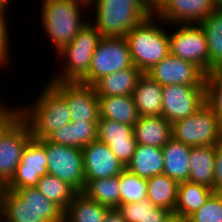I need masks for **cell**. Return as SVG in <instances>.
Segmentation results:
<instances>
[{
  "label": "cell",
  "instance_id": "19",
  "mask_svg": "<svg viewBox=\"0 0 222 222\" xmlns=\"http://www.w3.org/2000/svg\"><path fill=\"white\" fill-rule=\"evenodd\" d=\"M214 193V190L193 182L178 183L177 201L173 216L178 222H184L198 211Z\"/></svg>",
  "mask_w": 222,
  "mask_h": 222
},
{
  "label": "cell",
  "instance_id": "33",
  "mask_svg": "<svg viewBox=\"0 0 222 222\" xmlns=\"http://www.w3.org/2000/svg\"><path fill=\"white\" fill-rule=\"evenodd\" d=\"M36 188L63 211L67 209L73 197L78 193L71 185L51 174L40 177Z\"/></svg>",
  "mask_w": 222,
  "mask_h": 222
},
{
  "label": "cell",
  "instance_id": "42",
  "mask_svg": "<svg viewBox=\"0 0 222 222\" xmlns=\"http://www.w3.org/2000/svg\"><path fill=\"white\" fill-rule=\"evenodd\" d=\"M11 56H8L2 49H0V69L2 68L3 65H8V59ZM1 71V70H0Z\"/></svg>",
  "mask_w": 222,
  "mask_h": 222
},
{
  "label": "cell",
  "instance_id": "26",
  "mask_svg": "<svg viewBox=\"0 0 222 222\" xmlns=\"http://www.w3.org/2000/svg\"><path fill=\"white\" fill-rule=\"evenodd\" d=\"M100 119H110L134 126L139 113L132 95L99 97Z\"/></svg>",
  "mask_w": 222,
  "mask_h": 222
},
{
  "label": "cell",
  "instance_id": "5",
  "mask_svg": "<svg viewBox=\"0 0 222 222\" xmlns=\"http://www.w3.org/2000/svg\"><path fill=\"white\" fill-rule=\"evenodd\" d=\"M92 6L95 20L91 24L102 37H125L152 13L140 0H94L88 4Z\"/></svg>",
  "mask_w": 222,
  "mask_h": 222
},
{
  "label": "cell",
  "instance_id": "37",
  "mask_svg": "<svg viewBox=\"0 0 222 222\" xmlns=\"http://www.w3.org/2000/svg\"><path fill=\"white\" fill-rule=\"evenodd\" d=\"M9 3L0 1V49H2L8 56L10 49L9 44V30L7 21H6V9L8 8Z\"/></svg>",
  "mask_w": 222,
  "mask_h": 222
},
{
  "label": "cell",
  "instance_id": "35",
  "mask_svg": "<svg viewBox=\"0 0 222 222\" xmlns=\"http://www.w3.org/2000/svg\"><path fill=\"white\" fill-rule=\"evenodd\" d=\"M205 102L213 109L222 125V69L206 74Z\"/></svg>",
  "mask_w": 222,
  "mask_h": 222
},
{
  "label": "cell",
  "instance_id": "39",
  "mask_svg": "<svg viewBox=\"0 0 222 222\" xmlns=\"http://www.w3.org/2000/svg\"><path fill=\"white\" fill-rule=\"evenodd\" d=\"M5 104V102L3 104V101H0V129L17 113V108L8 107Z\"/></svg>",
  "mask_w": 222,
  "mask_h": 222
},
{
  "label": "cell",
  "instance_id": "31",
  "mask_svg": "<svg viewBox=\"0 0 222 222\" xmlns=\"http://www.w3.org/2000/svg\"><path fill=\"white\" fill-rule=\"evenodd\" d=\"M146 181L147 197L152 204L174 213L178 183L165 174L152 176L147 178Z\"/></svg>",
  "mask_w": 222,
  "mask_h": 222
},
{
  "label": "cell",
  "instance_id": "7",
  "mask_svg": "<svg viewBox=\"0 0 222 222\" xmlns=\"http://www.w3.org/2000/svg\"><path fill=\"white\" fill-rule=\"evenodd\" d=\"M171 129L172 138L189 147L216 146L222 140V125L207 103L190 116L172 123Z\"/></svg>",
  "mask_w": 222,
  "mask_h": 222
},
{
  "label": "cell",
  "instance_id": "21",
  "mask_svg": "<svg viewBox=\"0 0 222 222\" xmlns=\"http://www.w3.org/2000/svg\"><path fill=\"white\" fill-rule=\"evenodd\" d=\"M143 73L135 66L103 76L92 86L98 97L132 95Z\"/></svg>",
  "mask_w": 222,
  "mask_h": 222
},
{
  "label": "cell",
  "instance_id": "32",
  "mask_svg": "<svg viewBox=\"0 0 222 222\" xmlns=\"http://www.w3.org/2000/svg\"><path fill=\"white\" fill-rule=\"evenodd\" d=\"M119 184V174L109 178L85 180L82 192L91 200L109 208H117L120 205Z\"/></svg>",
  "mask_w": 222,
  "mask_h": 222
},
{
  "label": "cell",
  "instance_id": "4",
  "mask_svg": "<svg viewBox=\"0 0 222 222\" xmlns=\"http://www.w3.org/2000/svg\"><path fill=\"white\" fill-rule=\"evenodd\" d=\"M41 20L43 29L58 52L69 44L88 22L83 19L81 8L88 9L82 0H42Z\"/></svg>",
  "mask_w": 222,
  "mask_h": 222
},
{
  "label": "cell",
  "instance_id": "23",
  "mask_svg": "<svg viewBox=\"0 0 222 222\" xmlns=\"http://www.w3.org/2000/svg\"><path fill=\"white\" fill-rule=\"evenodd\" d=\"M98 122H70L52 132L46 139L50 142L84 148L90 142L97 140Z\"/></svg>",
  "mask_w": 222,
  "mask_h": 222
},
{
  "label": "cell",
  "instance_id": "29",
  "mask_svg": "<svg viewBox=\"0 0 222 222\" xmlns=\"http://www.w3.org/2000/svg\"><path fill=\"white\" fill-rule=\"evenodd\" d=\"M109 207L89 199L83 192H78L64 211L68 222H103Z\"/></svg>",
  "mask_w": 222,
  "mask_h": 222
},
{
  "label": "cell",
  "instance_id": "13",
  "mask_svg": "<svg viewBox=\"0 0 222 222\" xmlns=\"http://www.w3.org/2000/svg\"><path fill=\"white\" fill-rule=\"evenodd\" d=\"M48 81L67 101L72 122H99V97L96 95L92 85L80 82Z\"/></svg>",
  "mask_w": 222,
  "mask_h": 222
},
{
  "label": "cell",
  "instance_id": "28",
  "mask_svg": "<svg viewBox=\"0 0 222 222\" xmlns=\"http://www.w3.org/2000/svg\"><path fill=\"white\" fill-rule=\"evenodd\" d=\"M199 25L206 35L209 72L222 69V10H213Z\"/></svg>",
  "mask_w": 222,
  "mask_h": 222
},
{
  "label": "cell",
  "instance_id": "34",
  "mask_svg": "<svg viewBox=\"0 0 222 222\" xmlns=\"http://www.w3.org/2000/svg\"><path fill=\"white\" fill-rule=\"evenodd\" d=\"M119 183L120 204L137 203L147 197L146 178L137 176L127 168L119 174Z\"/></svg>",
  "mask_w": 222,
  "mask_h": 222
},
{
  "label": "cell",
  "instance_id": "44",
  "mask_svg": "<svg viewBox=\"0 0 222 222\" xmlns=\"http://www.w3.org/2000/svg\"><path fill=\"white\" fill-rule=\"evenodd\" d=\"M216 9L222 10V0H213Z\"/></svg>",
  "mask_w": 222,
  "mask_h": 222
},
{
  "label": "cell",
  "instance_id": "15",
  "mask_svg": "<svg viewBox=\"0 0 222 222\" xmlns=\"http://www.w3.org/2000/svg\"><path fill=\"white\" fill-rule=\"evenodd\" d=\"M47 162L45 146L32 138L24 148L12 179L1 188L16 191L24 187H36L40 177L48 174Z\"/></svg>",
  "mask_w": 222,
  "mask_h": 222
},
{
  "label": "cell",
  "instance_id": "8",
  "mask_svg": "<svg viewBox=\"0 0 222 222\" xmlns=\"http://www.w3.org/2000/svg\"><path fill=\"white\" fill-rule=\"evenodd\" d=\"M32 138L28 124L18 113L0 129V188L12 179Z\"/></svg>",
  "mask_w": 222,
  "mask_h": 222
},
{
  "label": "cell",
  "instance_id": "48",
  "mask_svg": "<svg viewBox=\"0 0 222 222\" xmlns=\"http://www.w3.org/2000/svg\"><path fill=\"white\" fill-rule=\"evenodd\" d=\"M62 222H68L65 218H63Z\"/></svg>",
  "mask_w": 222,
  "mask_h": 222
},
{
  "label": "cell",
  "instance_id": "3",
  "mask_svg": "<svg viewBox=\"0 0 222 222\" xmlns=\"http://www.w3.org/2000/svg\"><path fill=\"white\" fill-rule=\"evenodd\" d=\"M34 104L17 108L34 139H46L52 132L71 122L67 101L49 84L37 95Z\"/></svg>",
  "mask_w": 222,
  "mask_h": 222
},
{
  "label": "cell",
  "instance_id": "40",
  "mask_svg": "<svg viewBox=\"0 0 222 222\" xmlns=\"http://www.w3.org/2000/svg\"><path fill=\"white\" fill-rule=\"evenodd\" d=\"M103 222H126L118 208H109Z\"/></svg>",
  "mask_w": 222,
  "mask_h": 222
},
{
  "label": "cell",
  "instance_id": "6",
  "mask_svg": "<svg viewBox=\"0 0 222 222\" xmlns=\"http://www.w3.org/2000/svg\"><path fill=\"white\" fill-rule=\"evenodd\" d=\"M102 38L101 33L89 20L76 34L73 40L62 47L57 56L64 59L61 70L53 75L51 81L80 82L89 72L92 55ZM59 54V55H58Z\"/></svg>",
  "mask_w": 222,
  "mask_h": 222
},
{
  "label": "cell",
  "instance_id": "16",
  "mask_svg": "<svg viewBox=\"0 0 222 222\" xmlns=\"http://www.w3.org/2000/svg\"><path fill=\"white\" fill-rule=\"evenodd\" d=\"M213 0H161L153 12L167 26L174 24H199L213 10Z\"/></svg>",
  "mask_w": 222,
  "mask_h": 222
},
{
  "label": "cell",
  "instance_id": "11",
  "mask_svg": "<svg viewBox=\"0 0 222 222\" xmlns=\"http://www.w3.org/2000/svg\"><path fill=\"white\" fill-rule=\"evenodd\" d=\"M174 25L177 27L172 31L173 33L168 32L170 54L183 60L193 62L208 74L209 53L203 28L199 24Z\"/></svg>",
  "mask_w": 222,
  "mask_h": 222
},
{
  "label": "cell",
  "instance_id": "30",
  "mask_svg": "<svg viewBox=\"0 0 222 222\" xmlns=\"http://www.w3.org/2000/svg\"><path fill=\"white\" fill-rule=\"evenodd\" d=\"M117 208L126 222H169L174 217L171 211L153 205L148 197Z\"/></svg>",
  "mask_w": 222,
  "mask_h": 222
},
{
  "label": "cell",
  "instance_id": "25",
  "mask_svg": "<svg viewBox=\"0 0 222 222\" xmlns=\"http://www.w3.org/2000/svg\"><path fill=\"white\" fill-rule=\"evenodd\" d=\"M189 182L214 190L215 146L191 147Z\"/></svg>",
  "mask_w": 222,
  "mask_h": 222
},
{
  "label": "cell",
  "instance_id": "20",
  "mask_svg": "<svg viewBox=\"0 0 222 222\" xmlns=\"http://www.w3.org/2000/svg\"><path fill=\"white\" fill-rule=\"evenodd\" d=\"M137 144L162 148L171 138V123L162 116H139L133 126Z\"/></svg>",
  "mask_w": 222,
  "mask_h": 222
},
{
  "label": "cell",
  "instance_id": "38",
  "mask_svg": "<svg viewBox=\"0 0 222 222\" xmlns=\"http://www.w3.org/2000/svg\"><path fill=\"white\" fill-rule=\"evenodd\" d=\"M214 192L222 193V140L215 146Z\"/></svg>",
  "mask_w": 222,
  "mask_h": 222
},
{
  "label": "cell",
  "instance_id": "41",
  "mask_svg": "<svg viewBox=\"0 0 222 222\" xmlns=\"http://www.w3.org/2000/svg\"><path fill=\"white\" fill-rule=\"evenodd\" d=\"M146 5L152 12H154L160 5L161 0H140Z\"/></svg>",
  "mask_w": 222,
  "mask_h": 222
},
{
  "label": "cell",
  "instance_id": "10",
  "mask_svg": "<svg viewBox=\"0 0 222 222\" xmlns=\"http://www.w3.org/2000/svg\"><path fill=\"white\" fill-rule=\"evenodd\" d=\"M45 146L48 174L71 185L77 192L85 187L82 149L39 139Z\"/></svg>",
  "mask_w": 222,
  "mask_h": 222
},
{
  "label": "cell",
  "instance_id": "12",
  "mask_svg": "<svg viewBox=\"0 0 222 222\" xmlns=\"http://www.w3.org/2000/svg\"><path fill=\"white\" fill-rule=\"evenodd\" d=\"M205 102V85H165L161 116L171 124L196 112Z\"/></svg>",
  "mask_w": 222,
  "mask_h": 222
},
{
  "label": "cell",
  "instance_id": "43",
  "mask_svg": "<svg viewBox=\"0 0 222 222\" xmlns=\"http://www.w3.org/2000/svg\"><path fill=\"white\" fill-rule=\"evenodd\" d=\"M0 222H5V206L0 197Z\"/></svg>",
  "mask_w": 222,
  "mask_h": 222
},
{
  "label": "cell",
  "instance_id": "22",
  "mask_svg": "<svg viewBox=\"0 0 222 222\" xmlns=\"http://www.w3.org/2000/svg\"><path fill=\"white\" fill-rule=\"evenodd\" d=\"M162 90L163 86L146 73L139 77L132 97L140 116H161Z\"/></svg>",
  "mask_w": 222,
  "mask_h": 222
},
{
  "label": "cell",
  "instance_id": "46",
  "mask_svg": "<svg viewBox=\"0 0 222 222\" xmlns=\"http://www.w3.org/2000/svg\"><path fill=\"white\" fill-rule=\"evenodd\" d=\"M169 222H178L175 217H173Z\"/></svg>",
  "mask_w": 222,
  "mask_h": 222
},
{
  "label": "cell",
  "instance_id": "47",
  "mask_svg": "<svg viewBox=\"0 0 222 222\" xmlns=\"http://www.w3.org/2000/svg\"><path fill=\"white\" fill-rule=\"evenodd\" d=\"M0 1H3L5 3H9L10 4V0H0Z\"/></svg>",
  "mask_w": 222,
  "mask_h": 222
},
{
  "label": "cell",
  "instance_id": "1",
  "mask_svg": "<svg viewBox=\"0 0 222 222\" xmlns=\"http://www.w3.org/2000/svg\"><path fill=\"white\" fill-rule=\"evenodd\" d=\"M160 23L164 22L152 12L125 35L133 65L142 73L170 54L168 32Z\"/></svg>",
  "mask_w": 222,
  "mask_h": 222
},
{
  "label": "cell",
  "instance_id": "2",
  "mask_svg": "<svg viewBox=\"0 0 222 222\" xmlns=\"http://www.w3.org/2000/svg\"><path fill=\"white\" fill-rule=\"evenodd\" d=\"M5 222H62L64 211L36 187L15 190L0 188Z\"/></svg>",
  "mask_w": 222,
  "mask_h": 222
},
{
  "label": "cell",
  "instance_id": "24",
  "mask_svg": "<svg viewBox=\"0 0 222 222\" xmlns=\"http://www.w3.org/2000/svg\"><path fill=\"white\" fill-rule=\"evenodd\" d=\"M163 174L177 183L188 181L191 147L171 138L163 147Z\"/></svg>",
  "mask_w": 222,
  "mask_h": 222
},
{
  "label": "cell",
  "instance_id": "17",
  "mask_svg": "<svg viewBox=\"0 0 222 222\" xmlns=\"http://www.w3.org/2000/svg\"><path fill=\"white\" fill-rule=\"evenodd\" d=\"M97 140L105 143L125 168L137 147L133 126L110 119L99 120Z\"/></svg>",
  "mask_w": 222,
  "mask_h": 222
},
{
  "label": "cell",
  "instance_id": "36",
  "mask_svg": "<svg viewBox=\"0 0 222 222\" xmlns=\"http://www.w3.org/2000/svg\"><path fill=\"white\" fill-rule=\"evenodd\" d=\"M184 222H222V193L214 192L206 203Z\"/></svg>",
  "mask_w": 222,
  "mask_h": 222
},
{
  "label": "cell",
  "instance_id": "27",
  "mask_svg": "<svg viewBox=\"0 0 222 222\" xmlns=\"http://www.w3.org/2000/svg\"><path fill=\"white\" fill-rule=\"evenodd\" d=\"M164 157L162 148L137 144L126 168L142 178L163 174Z\"/></svg>",
  "mask_w": 222,
  "mask_h": 222
},
{
  "label": "cell",
  "instance_id": "45",
  "mask_svg": "<svg viewBox=\"0 0 222 222\" xmlns=\"http://www.w3.org/2000/svg\"><path fill=\"white\" fill-rule=\"evenodd\" d=\"M82 1L86 2L87 4H90L94 0H82Z\"/></svg>",
  "mask_w": 222,
  "mask_h": 222
},
{
  "label": "cell",
  "instance_id": "18",
  "mask_svg": "<svg viewBox=\"0 0 222 222\" xmlns=\"http://www.w3.org/2000/svg\"><path fill=\"white\" fill-rule=\"evenodd\" d=\"M82 153L85 180L113 177L125 169L109 147L98 140L82 148Z\"/></svg>",
  "mask_w": 222,
  "mask_h": 222
},
{
  "label": "cell",
  "instance_id": "14",
  "mask_svg": "<svg viewBox=\"0 0 222 222\" xmlns=\"http://www.w3.org/2000/svg\"><path fill=\"white\" fill-rule=\"evenodd\" d=\"M161 86L205 85L206 73L196 64L171 54L154 65L147 73Z\"/></svg>",
  "mask_w": 222,
  "mask_h": 222
},
{
  "label": "cell",
  "instance_id": "9",
  "mask_svg": "<svg viewBox=\"0 0 222 222\" xmlns=\"http://www.w3.org/2000/svg\"><path fill=\"white\" fill-rule=\"evenodd\" d=\"M132 66L134 65L125 37H102L92 55L89 72L80 83L93 85L103 76Z\"/></svg>",
  "mask_w": 222,
  "mask_h": 222
}]
</instances>
